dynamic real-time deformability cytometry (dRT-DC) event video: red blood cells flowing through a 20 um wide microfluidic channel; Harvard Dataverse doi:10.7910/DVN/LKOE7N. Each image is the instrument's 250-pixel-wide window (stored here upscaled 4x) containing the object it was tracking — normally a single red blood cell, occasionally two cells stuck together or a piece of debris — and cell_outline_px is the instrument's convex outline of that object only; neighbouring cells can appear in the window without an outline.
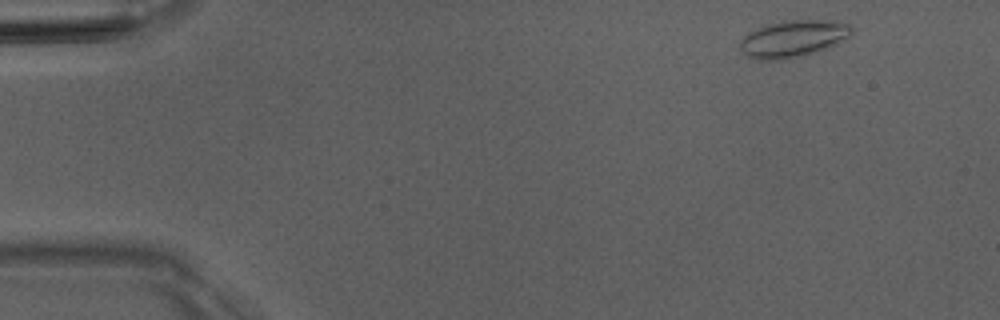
{"species": "Egyptian fruit bat (a non-hibernating species)", "species_latin": "Rousettus aegyptiacus", "temperature_condition": "room temperature", "stored_images_in_passage": 4, "camera_frame_rate_fps": 3000, "um_per_image_px": 0.085, "animal": {"sex": "male"}, "frame": {"image": 1, "passage_image": 1, "time_ms": 0.0, "image_size_px": [1000, 320], "cell_outline_px": [[852, 32], [848, 36], [836, 44], [828, 48], [804, 56], [784, 60], [756, 60], [748, 56], [740, 48], [740, 40], [744, 36], [756, 28], [768, 24], [784, 20], [836, 20], [852, 24]], "centroid_in_image_um": [67.44, 3.29], "position_along_channel_um": 17.6, "area_um2": 24.28}}